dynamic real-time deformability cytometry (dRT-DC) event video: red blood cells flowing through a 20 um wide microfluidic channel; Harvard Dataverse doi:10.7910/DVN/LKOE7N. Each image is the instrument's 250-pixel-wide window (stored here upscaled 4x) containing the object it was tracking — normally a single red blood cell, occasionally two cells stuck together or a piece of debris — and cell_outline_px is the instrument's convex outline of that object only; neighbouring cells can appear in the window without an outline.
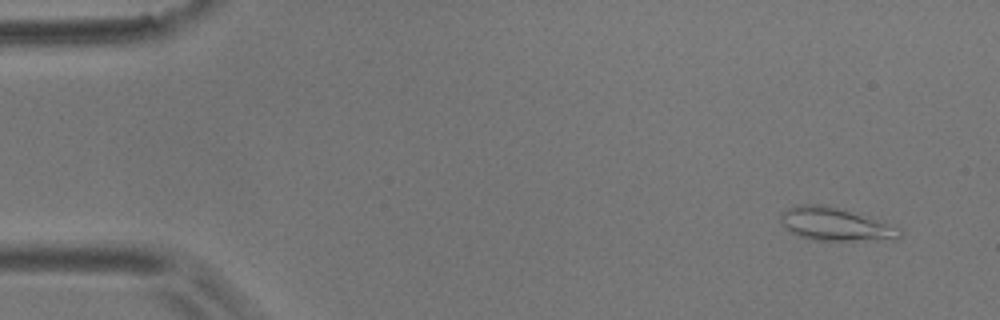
{"species": "common noctule bat (a hibernating species)", "species_latin": "Nyctalus noctula", "temperature_condition": "room temperature", "stored_images_in_passage": 4, "camera_frame_rate_fps": 3000, "um_per_image_px": 0.085, "animal": {"sex": "male", "body_mass_g": 17.9}, "frame": {"image": 1, "passage_image": 1, "time_ms": 0.0, "image_size_px": [1000, 320], "cell_outline_px": [[900, 236], [896, 240], [816, 240], [796, 236], [784, 228], [780, 220], [780, 212], [796, 204], [820, 204], [844, 208], [860, 212], [872, 216], [900, 228]], "centroid_in_image_um": [71.01, 19.04], "position_along_channel_um": 14.0, "area_um2": 23.7}}